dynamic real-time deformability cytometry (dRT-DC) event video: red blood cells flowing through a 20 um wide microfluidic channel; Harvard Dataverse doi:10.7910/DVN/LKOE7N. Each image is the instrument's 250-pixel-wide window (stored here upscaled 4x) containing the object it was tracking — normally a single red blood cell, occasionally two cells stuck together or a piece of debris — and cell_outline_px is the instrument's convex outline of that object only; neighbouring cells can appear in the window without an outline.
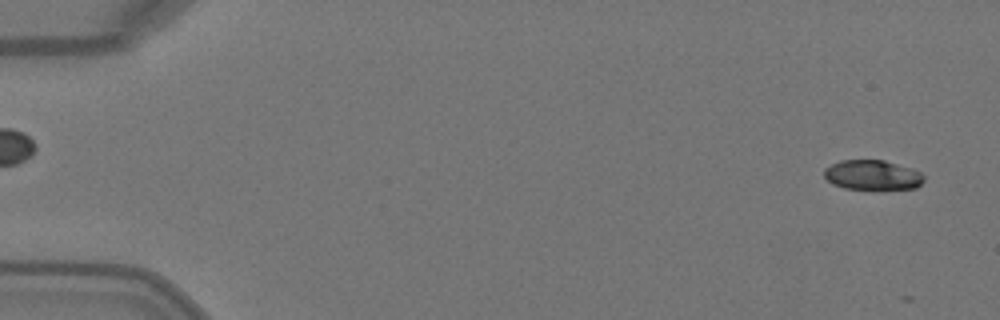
{"species": "Egyptian fruit bat (a non-hibernating species)", "species_latin": "Rousettus aegyptiacus", "temperature_condition": "warm", "stored_images_in_passage": 4, "camera_frame_rate_fps": 3000, "um_per_image_px": 0.085, "animal": {"sex": "female"}, "frame": {"image": 1, "passage_image": 2, "time_ms": 0.333, "image_size_px": [1000, 320], "cell_outline_px": [[924, 180], [916, 188], [844, 188], [832, 184], [824, 176], [824, 168], [840, 160], [884, 160], [912, 168], [920, 172], [924, 176]], "centroid_in_image_um": [74.14, 14.86], "position_along_channel_um": 10.9, "area_um2": 17.11}}